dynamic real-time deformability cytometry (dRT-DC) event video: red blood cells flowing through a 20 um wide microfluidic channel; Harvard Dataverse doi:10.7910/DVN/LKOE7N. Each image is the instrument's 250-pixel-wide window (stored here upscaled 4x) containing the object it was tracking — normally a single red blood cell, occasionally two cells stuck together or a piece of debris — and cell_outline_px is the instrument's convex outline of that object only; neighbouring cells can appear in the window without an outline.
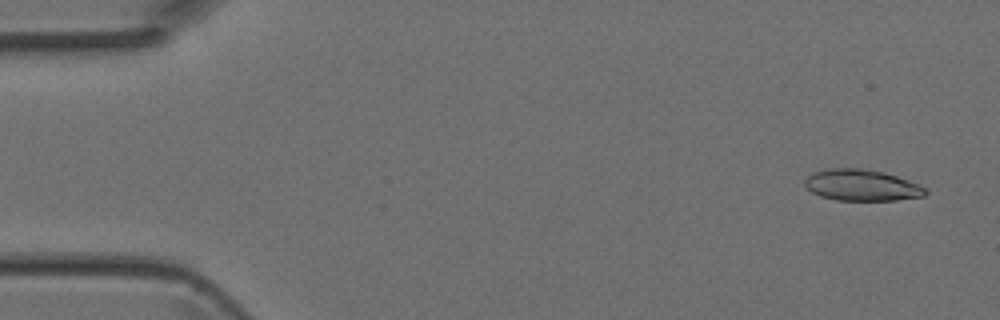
{"species": "Egyptian fruit bat (a non-hibernating species)", "species_latin": "Rousettus aegyptiacus", "temperature_condition": "room temperature", "stored_images_in_passage": 2, "camera_frame_rate_fps": 3000, "um_per_image_px": 0.085, "animal": {"sex": "female"}, "frame": {"image": 1, "passage_image": 1, "time_ms": 0.0, "image_size_px": [1000, 320], "cell_outline_px": [[928, 192], [924, 196], [896, 200], [836, 200], [820, 196], [812, 192], [804, 184], [804, 180], [812, 172], [828, 168], [860, 168], [884, 172], [908, 180], [928, 188]], "centroid_in_image_um": [73.25, 15.74], "position_along_channel_um": 11.8, "area_um2": 22.08}}